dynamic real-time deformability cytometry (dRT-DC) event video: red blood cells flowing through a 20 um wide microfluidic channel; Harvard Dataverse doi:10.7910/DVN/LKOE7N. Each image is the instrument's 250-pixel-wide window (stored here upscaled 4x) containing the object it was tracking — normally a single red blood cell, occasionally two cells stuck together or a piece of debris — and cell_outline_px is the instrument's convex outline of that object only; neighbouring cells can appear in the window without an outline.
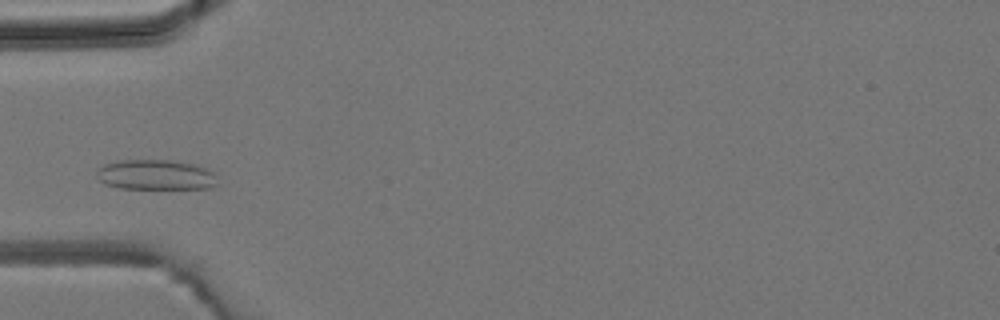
{"species": "common noctule bat (a hibernating species)", "species_latin": "Nyctalus noctula", "temperature_condition": "room temperature", "stored_images_in_passage": 3, "camera_frame_rate_fps": 3000, "um_per_image_px": 0.085, "animal": {"sex": "male", "body_mass_g": 19.2, "forearm_length_mm": 51.8}, "frame": {"image": 1, "passage_image": 2, "time_ms": 1.333, "image_size_px": [1000, 320], "cell_outline_px": [[220, 184], [212, 188], [120, 188], [104, 184], [96, 176], [96, 168], [104, 164], [116, 160], [172, 160], [196, 164], [216, 172]], "centroid_in_image_um": [13.28, 14.85], "position_along_channel_um": 71.7, "area_um2": 21.73}}